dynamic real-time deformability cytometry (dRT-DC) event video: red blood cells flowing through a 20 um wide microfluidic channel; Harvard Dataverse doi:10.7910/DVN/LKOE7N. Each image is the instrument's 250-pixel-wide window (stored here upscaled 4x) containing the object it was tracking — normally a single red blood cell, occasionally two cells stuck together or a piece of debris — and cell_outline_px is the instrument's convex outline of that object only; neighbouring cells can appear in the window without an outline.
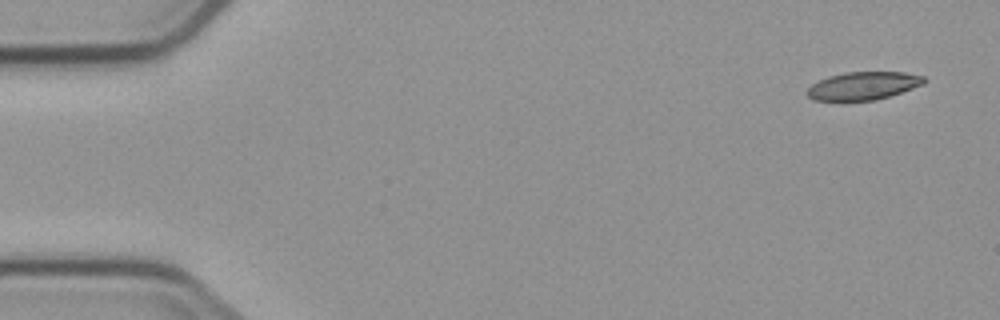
{"species": "common noctule bat (a hibernating species)", "species_latin": "Nyctalus noctula", "temperature_condition": "cold", "stored_images_in_passage": 5, "camera_frame_rate_fps": 3000, "um_per_image_px": 0.085, "animal": {"sex": "male", "body_mass_g": 23.1, "forearm_length_mm": 52.7}, "frame": {"image": 1, "passage_image": 1, "time_ms": 0.0, "image_size_px": [1000, 320], "cell_outline_px": [[928, 80], [924, 84], [876, 100], [812, 100], [804, 92], [812, 84], [828, 76], [844, 72], [904, 72], [924, 76]], "centroid_in_image_um": [73.37, 7.28], "position_along_channel_um": 11.6, "area_um2": 19.02}}
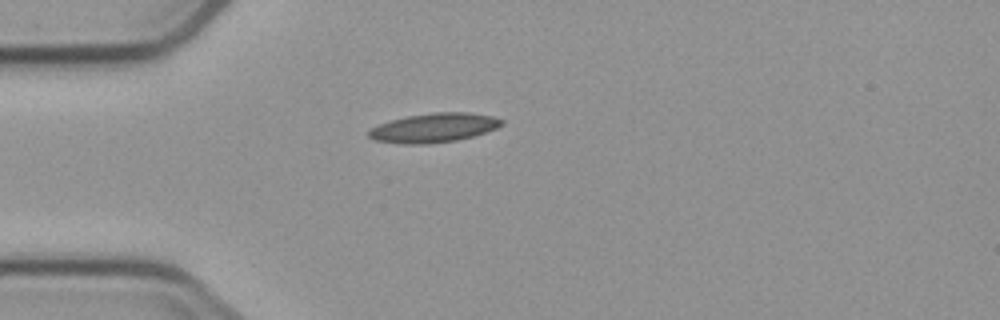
{"frame": {"image": 2, "passage_image": 4, "time_ms": 4.0, "image_size_px": [1000, 320], "cell_outline_px": [[504, 124], [496, 128], [472, 136], [456, 140], [428, 144], [400, 144], [376, 140], [368, 136], [368, 128], [392, 120], [408, 116], [432, 112], [468, 112], [492, 116], [504, 120]], "centroid_in_image_um": [36.87, 10.86], "position_along_channel_um": 48.1, "area_um2": 22.54}}